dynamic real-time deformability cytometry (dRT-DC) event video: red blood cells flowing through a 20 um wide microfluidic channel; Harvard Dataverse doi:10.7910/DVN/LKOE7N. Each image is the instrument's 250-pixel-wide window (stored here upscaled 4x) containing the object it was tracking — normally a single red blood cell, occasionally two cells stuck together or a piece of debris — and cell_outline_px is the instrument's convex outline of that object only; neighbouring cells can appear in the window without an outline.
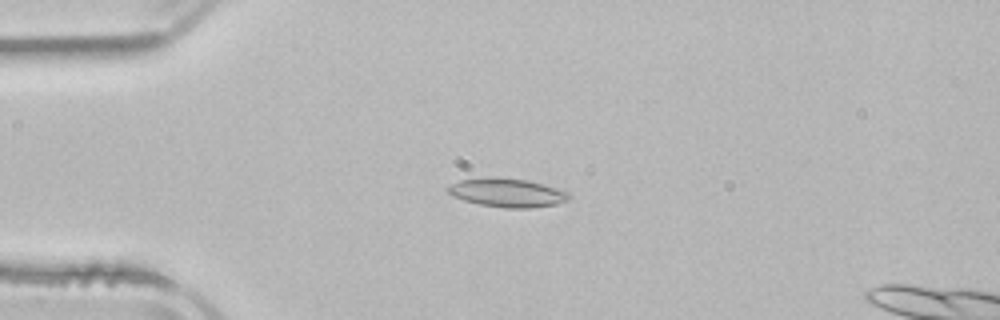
{"species": "common noctule bat (a hibernating species)", "species_latin": "Nyctalus noctula", "temperature_condition": "room temperature", "stored_images_in_passage": 2, "camera_frame_rate_fps": 3000, "um_per_image_px": 0.085, "animal": {"sex": "male", "body_mass_g": 21.5, "forearm_length_mm": 52.0}, "frame": {"image": 1, "passage_image": 2, "time_ms": 1.667, "image_size_px": [1000, 320], "cell_outline_px": [[572, 196], [568, 200], [556, 204], [532, 208], [508, 208], [480, 204], [464, 200], [452, 196], [444, 188], [460, 180], [528, 180], [556, 188], [568, 192]], "centroid_in_image_um": [43.16, 16.43], "position_along_channel_um": 41.8, "area_um2": 19.31}}